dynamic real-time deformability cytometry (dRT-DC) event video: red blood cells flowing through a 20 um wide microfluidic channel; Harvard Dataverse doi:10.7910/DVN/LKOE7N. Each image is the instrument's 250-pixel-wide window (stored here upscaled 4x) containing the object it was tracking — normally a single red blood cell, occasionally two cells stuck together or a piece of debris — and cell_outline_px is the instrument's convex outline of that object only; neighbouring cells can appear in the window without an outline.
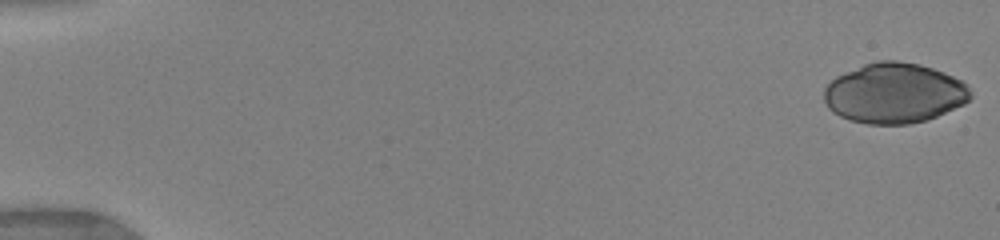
{"species": "human", "species_latin": "Homo sapiens", "temperature_condition": "warm", "stored_images_in_passage": 29, "camera_frame_rate_fps": 3000, "um_per_image_px": 0.085, "donor": {"sex": "female"}, "frame": {"image": 1, "passage_image": 1, "time_ms": 0.0, "image_size_px": [1000, 240], "cell_outline_px": [[972, 96], [964, 104], [928, 120], [908, 124], [868, 124], [848, 120], [832, 112], [828, 108], [824, 100], [824, 88], [836, 76], [864, 64], [880, 60], [896, 60], [920, 64], [944, 72], [960, 80], [972, 92]], "centroid_in_image_um": [76.0, 7.92], "position_along_channel_um": 9.0, "area_um2": 51.44}}
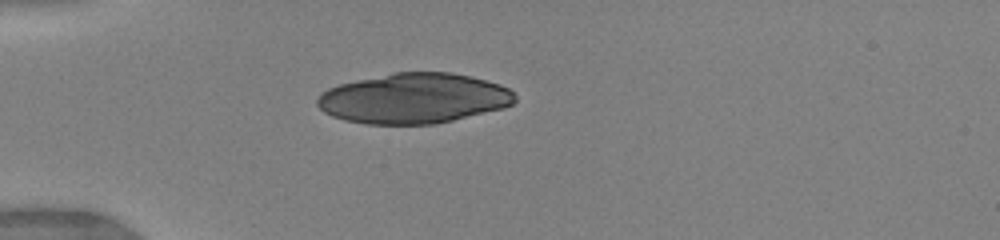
{"frame": {"image": 2, "passage_image": 15, "time_ms": 4.667, "image_size_px": [1000, 240], "cell_outline_px": [[516, 100], [512, 104], [504, 108], [452, 120], [432, 124], [368, 124], [344, 120], [332, 116], [324, 112], [316, 104], [316, 100], [320, 92], [328, 88], [340, 84], [356, 80], [396, 72], [452, 72], [500, 84], [508, 88], [516, 96]], "centroid_in_image_um": [35.15, 8.36], "position_along_channel_um": 49.9, "area_um2": 57.74}}